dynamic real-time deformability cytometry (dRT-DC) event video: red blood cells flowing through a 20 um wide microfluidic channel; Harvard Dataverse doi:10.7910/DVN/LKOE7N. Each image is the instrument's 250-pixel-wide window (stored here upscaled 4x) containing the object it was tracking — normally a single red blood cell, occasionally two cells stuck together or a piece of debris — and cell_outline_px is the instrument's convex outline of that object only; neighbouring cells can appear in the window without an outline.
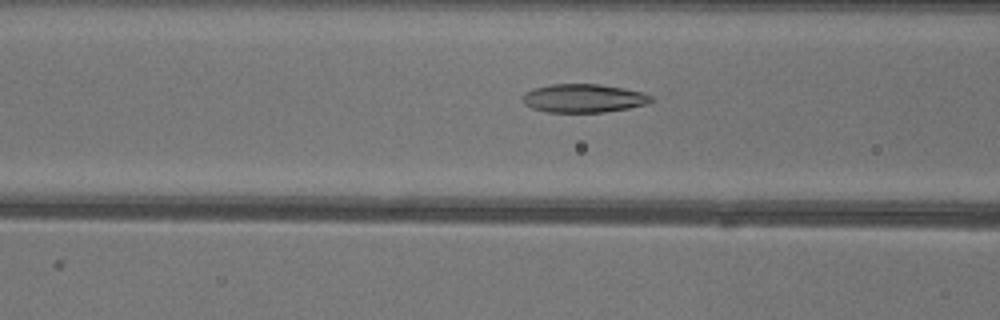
{"species": "common noctule bat (a hibernating species)", "species_latin": "Nyctalus noctula", "temperature_condition": "warm", "stored_images_in_passage": 50, "camera_frame_rate_fps": 3000, "um_per_image_px": 0.085, "animal": {"sex": "female"}, "frame": {"image": 1, "passage_image": 19, "time_ms": 6.0, "image_size_px": [1000, 320], "cell_outline_px": [[652, 100], [648, 104], [628, 108], [604, 112], [548, 112], [532, 108], [524, 104], [520, 96], [524, 92], [532, 88], [552, 84], [600, 84], [624, 88], [640, 92], [652, 96]], "centroid_in_image_um": [49.55, 8.35], "position_along_channel_um": 117.0, "area_um2": 21.44}}
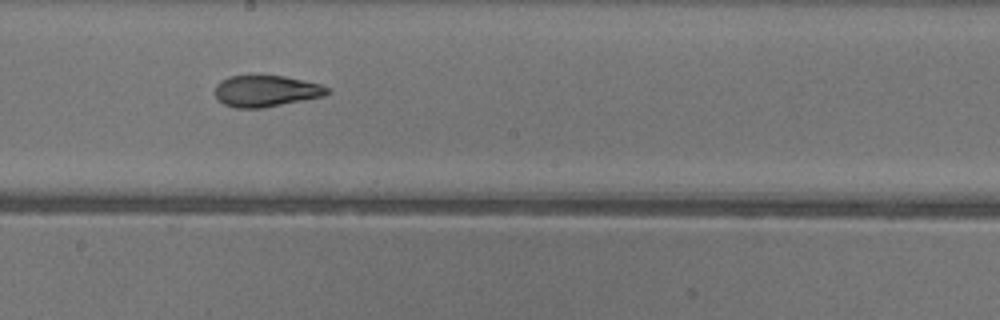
{"frame": {"image": 2, "passage_image": 27, "time_ms": 8.667, "image_size_px": [1000, 320], "cell_outline_px": [[332, 92], [324, 96], [264, 108], [236, 108], [224, 104], [216, 100], [216, 84], [220, 80], [228, 76], [284, 76], [304, 80], [320, 84], [328, 88]], "centroid_in_image_um": [22.61, 7.74], "position_along_channel_um": 225.6, "area_um2": 20.63}}
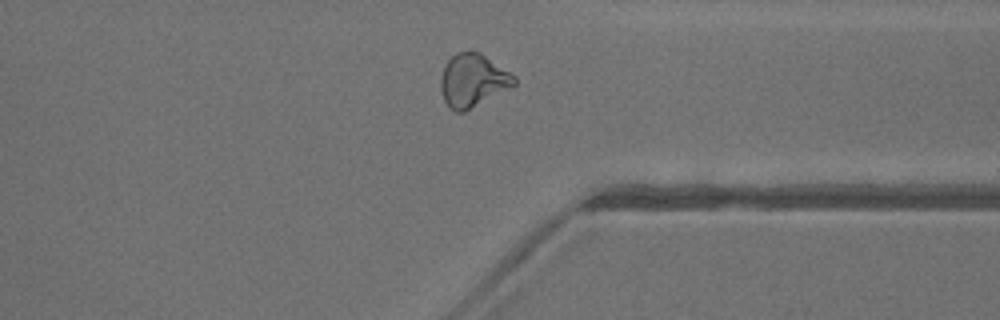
{"frame": {"image": 3, "passage_image": 38, "time_ms": 12.333, "image_size_px": [1000, 320], "cell_outline_px": [[516, 84], [464, 112], [456, 112], [444, 100], [440, 88], [440, 76], [448, 60], [456, 52], [480, 52], [516, 76]], "centroid_in_image_um": [40.19, 6.82], "position_along_channel_um": 371.2, "area_um2": 22.37}, "authors_computed_cell_mechanics": {"area_um2": 22.2819, "velocity_mm_per_s": 4.0619, "shape_relaxation_time_tau1_ms": null, "shape_relaxation_time_tau2_ms": 2.0873, "deformation_change_tau1": null, "deformation_change_tau2": 0.0887}}